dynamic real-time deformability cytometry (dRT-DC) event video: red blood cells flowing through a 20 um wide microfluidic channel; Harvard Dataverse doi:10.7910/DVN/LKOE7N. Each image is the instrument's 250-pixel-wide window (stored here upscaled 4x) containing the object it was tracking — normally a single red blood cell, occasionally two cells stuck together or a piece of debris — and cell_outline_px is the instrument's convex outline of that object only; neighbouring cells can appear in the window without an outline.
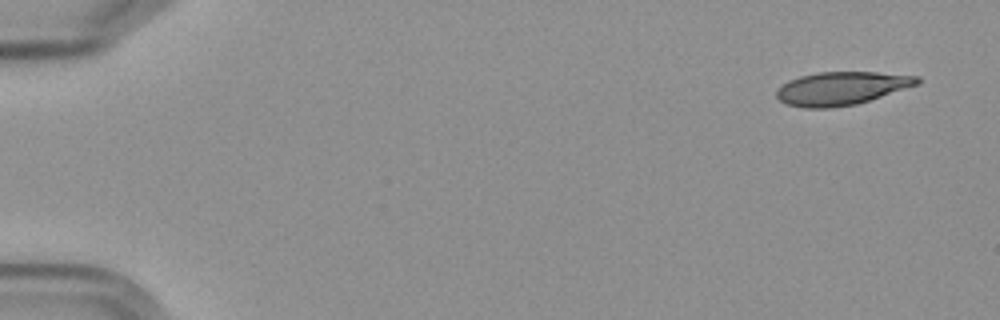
{"species": "Egyptian fruit bat (a non-hibernating species)", "species_latin": "Rousettus aegyptiacus", "temperature_condition": "cold", "stored_images_in_passage": 54, "camera_frame_rate_fps": 3000, "um_per_image_px": 0.085, "frame": {"image": 1, "passage_image": 1, "time_ms": 0.0, "image_size_px": [1000, 320], "cell_outline_px": [[920, 84], [856, 104], [828, 108], [804, 108], [784, 104], [776, 96], [776, 92], [788, 80], [800, 76], [816, 72], [876, 72], [920, 76]], "centroid_in_image_um": [71.53, 7.51], "position_along_channel_um": 13.5, "area_um2": 27.22}}
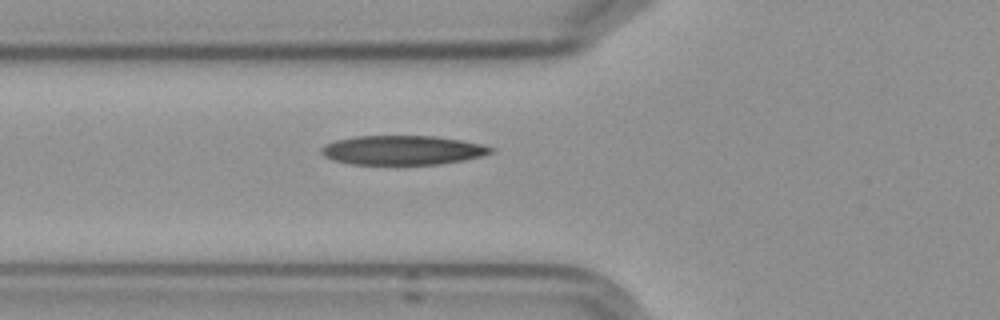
{"frame": {"image": 2, "passage_image": 19, "time_ms": 6.0, "image_size_px": [1000, 320], "cell_outline_px": [[496, 152], [464, 160], [440, 164], [352, 164], [332, 160], [324, 156], [320, 152], [320, 148], [324, 144], [336, 140], [356, 136], [436, 136], [464, 140], [484, 144], [496, 148]], "centroid_in_image_um": [34.26, 12.76], "position_along_channel_um": 91.5, "area_um2": 29.25}}
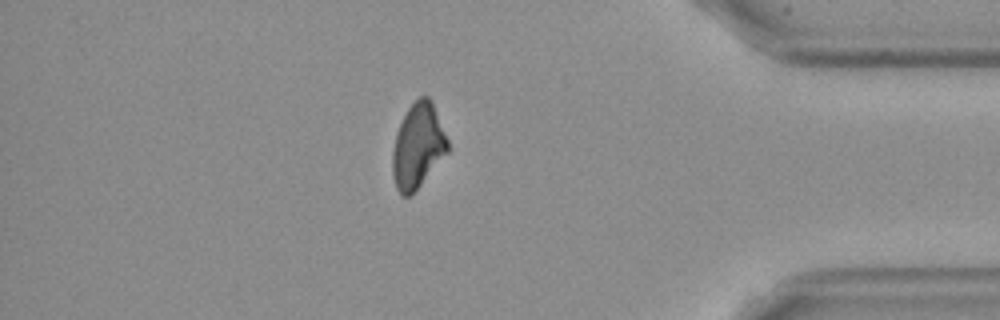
{"frame": {"image": 3, "passage_image": 47, "time_ms": 15.333, "image_size_px": [1000, 320], "cell_outline_px": [[448, 152], [420, 184], [408, 196], [404, 196], [396, 188], [392, 176], [392, 152], [396, 136], [400, 124], [408, 108], [420, 96], [428, 96], [432, 100], [448, 140]], "centroid_in_image_um": [35.52, 12.38], "position_along_channel_um": 399.7, "area_um2": 26.76}, "authors_computed_cell_mechanics": {"area_um2": 28.4376, "velocity_mm_per_s": 3.6017, "shape_relaxation_time_tau1_ms": null, "shape_relaxation_time_tau2_ms": 3.9475, "deformation_change_tau1": null, "deformation_change_tau2": 0.1279}}